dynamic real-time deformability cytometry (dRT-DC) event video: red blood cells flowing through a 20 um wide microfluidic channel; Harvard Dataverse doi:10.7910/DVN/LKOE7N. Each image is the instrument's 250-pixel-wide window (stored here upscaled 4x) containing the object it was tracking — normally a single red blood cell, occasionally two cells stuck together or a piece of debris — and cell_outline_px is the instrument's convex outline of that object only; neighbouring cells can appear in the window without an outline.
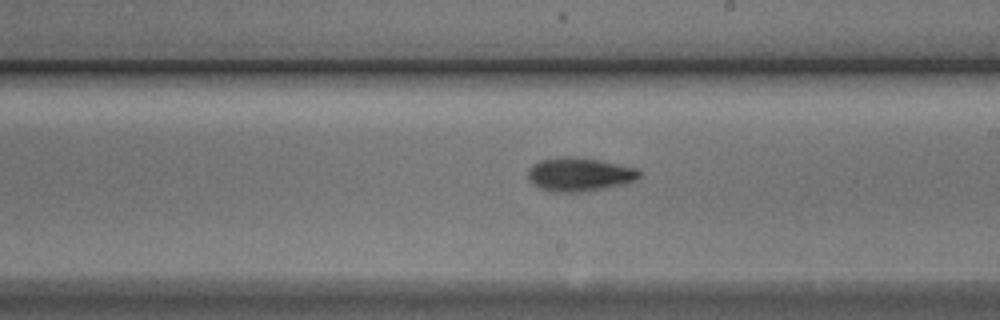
{"species": "Egyptian fruit bat (a non-hibernating species)", "species_latin": "Rousettus aegyptiacus", "temperature_condition": "cold", "stored_images_in_passage": 7, "camera_frame_rate_fps": 3000, "um_per_image_px": 0.085, "animal": {"sex": "male"}, "frame": {"image": 1, "passage_image": 7, "time_ms": 8.0, "image_size_px": [1000, 320], "cell_outline_px": [[640, 176], [636, 180], [628, 184], [588, 192], [548, 192], [532, 184], [528, 180], [528, 168], [532, 164], [540, 160], [564, 156], [572, 156], [600, 160], [636, 168], [640, 172]], "centroid_in_image_um": [49.24, 14.84], "position_along_channel_um": 239.8, "area_um2": 22.37}}